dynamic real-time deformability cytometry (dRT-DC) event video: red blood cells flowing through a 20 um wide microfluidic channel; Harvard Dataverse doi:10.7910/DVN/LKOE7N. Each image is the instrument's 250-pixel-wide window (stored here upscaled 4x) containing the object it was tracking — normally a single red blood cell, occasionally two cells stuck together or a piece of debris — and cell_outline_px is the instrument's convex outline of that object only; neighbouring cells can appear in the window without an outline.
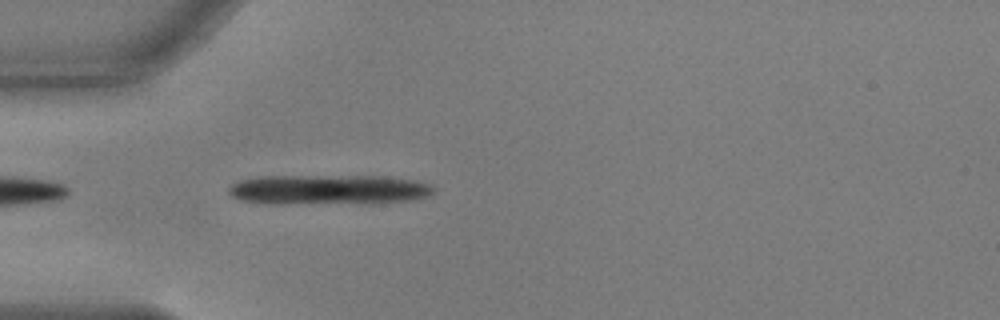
{"species": "common noctule bat (a hibernating species)", "species_latin": "Nyctalus noctula", "temperature_condition": "warm", "stored_images_in_passage": 39, "camera_frame_rate_fps": 3000, "um_per_image_px": 0.085, "animal": {"sex": "male", "body_mass_g": 17.9, "forearm_length_mm": 54.2}, "frame": {"image": 1, "passage_image": 1, "time_ms": 0.0, "image_size_px": [1000, 320], "cell_outline_px": [[436, 192], [428, 196], [408, 200], [280, 204], [268, 204], [240, 200], [232, 196], [228, 192], [228, 188], [236, 180], [260, 176], [380, 176], [412, 180], [432, 184], [436, 188]], "centroid_in_image_um": [27.83, 16.1], "position_along_channel_um": 57.2, "area_um2": 35.32}, "authors_computed_cell_mechanics": {"area_um2": 22.3686, "velocity_mm_per_s": 3.6777, "shape_relaxation_time_tau1_ms": 4.2048, "shape_relaxation_time_tau2_ms": null, "deformation_change_tau1": 0.1384, "deformation_change_tau2": null}}